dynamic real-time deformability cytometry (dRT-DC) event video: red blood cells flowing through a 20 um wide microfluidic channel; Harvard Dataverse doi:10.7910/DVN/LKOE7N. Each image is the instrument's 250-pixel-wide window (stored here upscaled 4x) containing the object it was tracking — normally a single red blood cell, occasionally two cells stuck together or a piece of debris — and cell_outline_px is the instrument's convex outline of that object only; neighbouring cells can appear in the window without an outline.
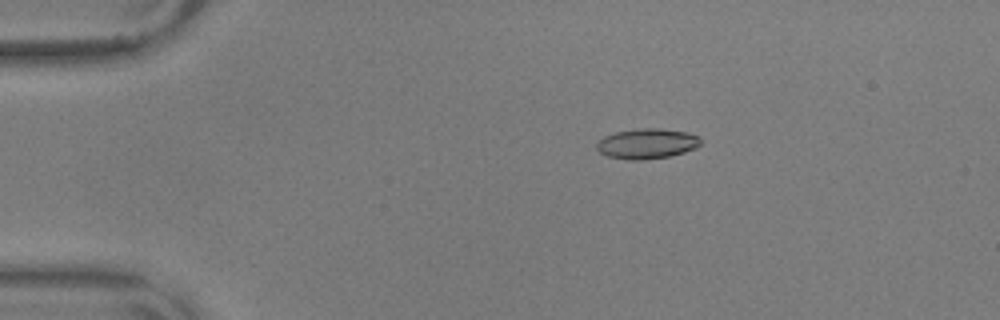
{"species": "common noctule bat (a hibernating species)", "species_latin": "Nyctalus noctula", "temperature_condition": "warm", "stored_images_in_passage": 48, "camera_frame_rate_fps": 3000, "um_per_image_px": 0.085, "animal": {"sex": "male", "body_mass_g": 17.9, "forearm_length_mm": 54.2}, "frame": {"image": 1, "passage_image": 3, "time_ms": 0.667, "image_size_px": [1000, 320], "cell_outline_px": [[700, 144], [696, 148], [684, 152], [668, 156], [644, 160], [628, 160], [608, 156], [600, 152], [596, 148], [596, 144], [604, 136], [616, 132], [636, 128], [660, 128], [688, 132], [696, 136], [700, 140]], "centroid_in_image_um": [54.97, 12.2], "position_along_channel_um": 30.0, "area_um2": 18.26}}
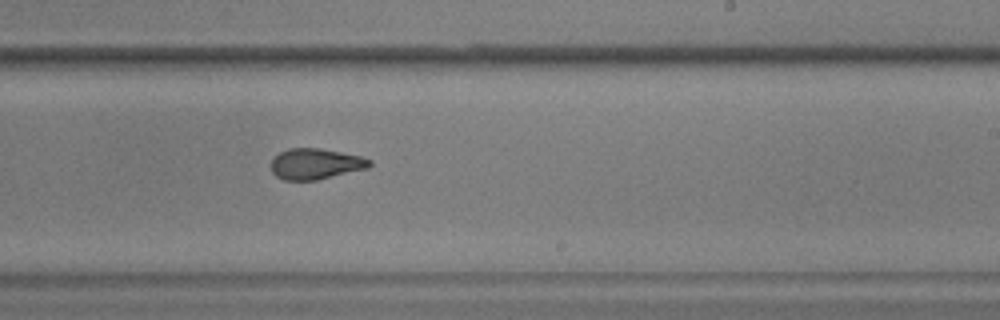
{"frame": {"image": 2, "passage_image": 27, "time_ms": 8.667, "image_size_px": [1000, 320], "cell_outline_px": [[372, 164], [368, 168], [316, 180], [284, 180], [276, 176], [272, 172], [272, 156], [288, 148], [320, 148], [360, 156], [372, 160]], "centroid_in_image_um": [26.81, 13.92], "position_along_channel_um": 262.2, "area_um2": 17.69}}
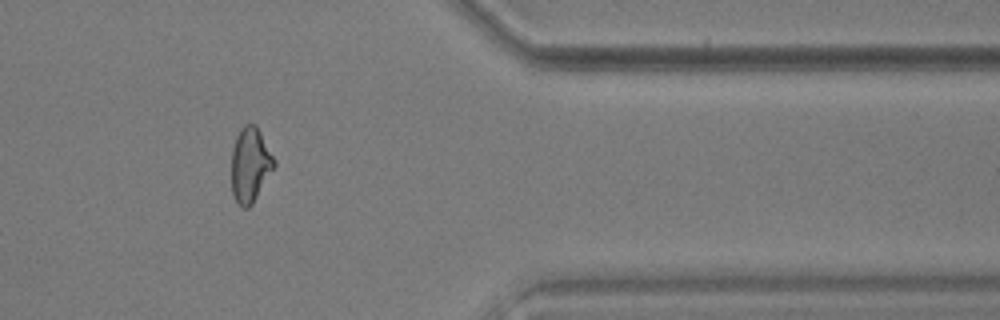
{"frame": {"image": 3, "passage_image": 39, "time_ms": 12.667, "image_size_px": [1000, 320], "cell_outline_px": [[276, 164], [252, 204], [248, 208], [244, 208], [236, 200], [232, 192], [232, 148], [236, 136], [240, 128], [244, 124], [256, 124], [276, 160]], "centroid_in_image_um": [21.27, 13.97], "position_along_channel_um": 390.1, "area_um2": 18.5}, "authors_computed_cell_mechanics": {"area_um2": 18.2648, "velocity_mm_per_s": 3.6289, "shape_relaxation_time_tau1_ms": 5.1748, "shape_relaxation_time_tau2_ms": 1.8182, "deformation_change_tau1": 0.1916, "deformation_change_tau2": 0.0856}}